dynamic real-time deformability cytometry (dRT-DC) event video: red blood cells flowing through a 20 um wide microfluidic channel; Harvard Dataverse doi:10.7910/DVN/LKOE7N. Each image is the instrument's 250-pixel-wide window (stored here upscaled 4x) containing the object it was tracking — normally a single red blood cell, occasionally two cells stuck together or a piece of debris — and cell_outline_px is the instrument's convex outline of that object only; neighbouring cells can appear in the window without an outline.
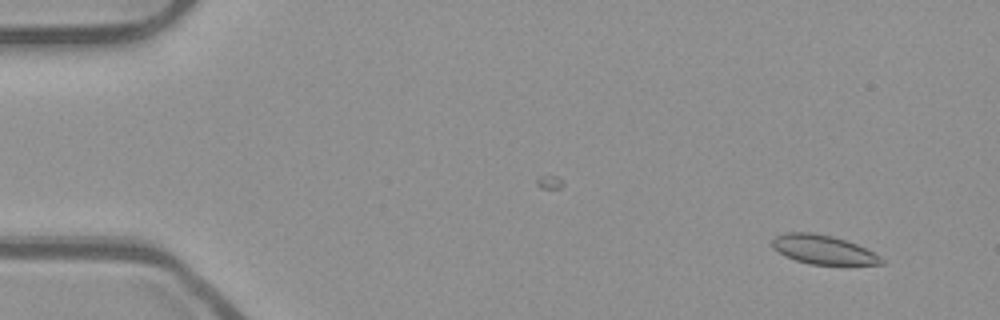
{"species": "common noctule bat (a hibernating species)", "species_latin": "Nyctalus noctula", "temperature_condition": "room temperature", "stored_images_in_passage": 12, "camera_frame_rate_fps": 3000, "um_per_image_px": 0.085, "animal": {"sex": "male", "body_mass_g": 23.1, "forearm_length_mm": 52.7}, "frame": {"image": 1, "passage_image": 4, "time_ms": 1.0, "image_size_px": [1000, 320], "cell_outline_px": [[884, 264], [840, 268], [808, 264], [784, 256], [772, 248], [772, 240], [776, 236], [784, 232], [812, 232], [832, 236], [856, 244], [880, 256], [884, 260]], "centroid_in_image_um": [70.01, 21.29], "position_along_channel_um": 15.0, "area_um2": 19.42}}